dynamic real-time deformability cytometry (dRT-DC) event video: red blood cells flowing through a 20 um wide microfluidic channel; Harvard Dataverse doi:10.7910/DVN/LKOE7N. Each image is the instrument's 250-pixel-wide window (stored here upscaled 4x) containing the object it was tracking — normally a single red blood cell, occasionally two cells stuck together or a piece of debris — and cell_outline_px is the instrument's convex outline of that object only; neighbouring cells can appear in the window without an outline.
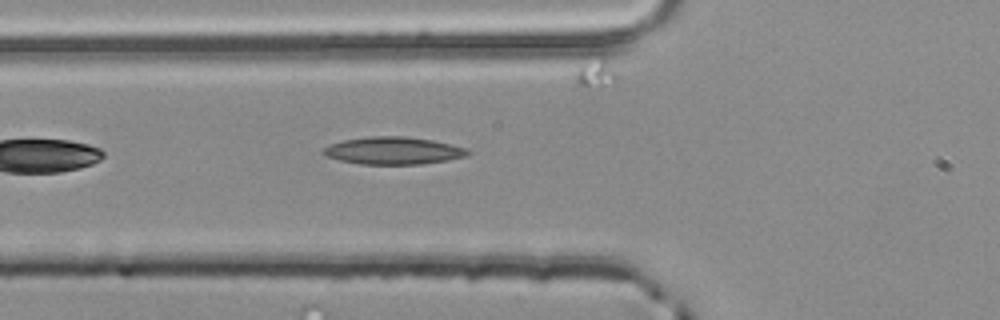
{"species": "common noctule bat (a hibernating species)", "species_latin": "Nyctalus noctula", "temperature_condition": "room temperature", "stored_images_in_passage": 3, "camera_frame_rate_fps": 3000, "um_per_image_px": 0.085, "animal": {"sex": "male", "body_mass_g": 20.4}, "frame": {"image": 1, "passage_image": 3, "time_ms": 0.667, "image_size_px": [1000, 320], "cell_outline_px": [[472, 152], [464, 156], [448, 160], [420, 164], [360, 164], [340, 160], [324, 156], [320, 152], [328, 144], [344, 140], [372, 136], [404, 136], [432, 140], [468, 148]], "centroid_in_image_um": [33.4, 12.8], "position_along_channel_um": 92.4, "area_um2": 23.12}}